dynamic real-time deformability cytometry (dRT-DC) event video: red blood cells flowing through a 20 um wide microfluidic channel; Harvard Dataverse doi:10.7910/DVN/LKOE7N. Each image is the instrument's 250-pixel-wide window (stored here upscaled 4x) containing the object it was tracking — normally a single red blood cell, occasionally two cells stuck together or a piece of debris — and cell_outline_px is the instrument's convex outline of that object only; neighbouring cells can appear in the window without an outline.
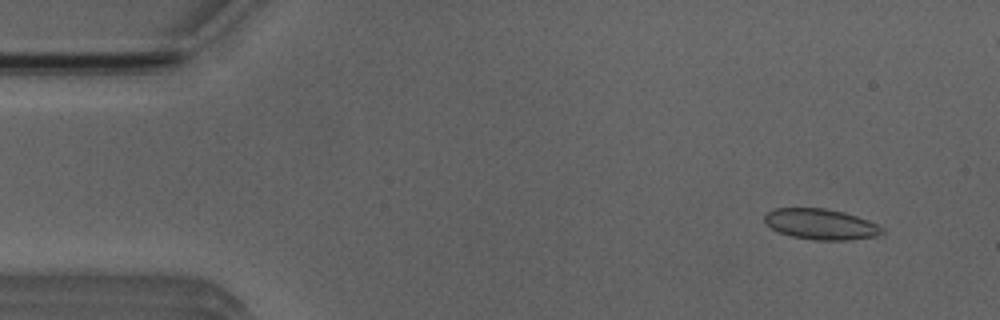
{"species": "Egyptian fruit bat (a non-hibernating species)", "species_latin": "Rousettus aegyptiacus", "temperature_condition": "room temperature", "stored_images_in_passage": 3, "camera_frame_rate_fps": 3000, "um_per_image_px": 0.085, "animal": {"sex": "male"}, "frame": {"image": 1, "passage_image": 1, "time_ms": 0.0, "image_size_px": [1000, 320], "cell_outline_px": [[884, 232], [876, 236], [852, 240], [812, 240], [792, 236], [780, 232], [772, 228], [764, 220], [764, 216], [768, 212], [776, 208], [824, 208], [844, 212], [868, 220], [884, 228]], "centroid_in_image_um": [69.8, 19.06], "position_along_channel_um": 15.2, "area_um2": 20.92}}